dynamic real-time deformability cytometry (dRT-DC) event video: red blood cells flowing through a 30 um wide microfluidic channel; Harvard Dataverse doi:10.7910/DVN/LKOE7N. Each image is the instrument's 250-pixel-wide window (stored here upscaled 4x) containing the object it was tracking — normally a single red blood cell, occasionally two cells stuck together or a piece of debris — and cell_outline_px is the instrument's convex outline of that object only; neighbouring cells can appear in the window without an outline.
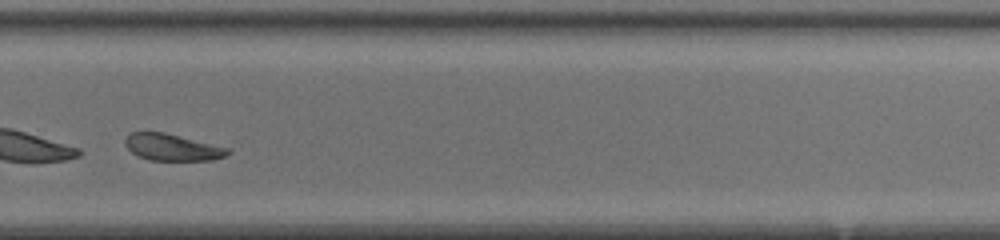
{"species": "common noctule bat (a hibernating species)", "species_latin": "Nyctalus noctula", "temperature_condition": "room temperature", "stored_images_in_passage": 32, "camera_frame_rate_fps": 3000, "um_per_image_px": 0.085, "animal": {"sex": "female", "body_mass_g": 20.0, "forearm_length_mm": 54.0}, "frame": {"image": 1, "passage_image": 23, "time_ms": 7.333, "image_size_px": [1000, 240], "cell_outline_px": [[232, 152], [228, 156], [212, 160], [148, 160], [132, 152], [124, 144], [124, 140], [128, 132], [164, 132], [228, 148]], "centroid_in_image_um": [14.64, 12.52], "position_along_channel_um": 315.2, "area_um2": 15.95}, "authors_computed_cell_mechanics": {"area_um2": 16.8198, "velocity_mm_per_s": 4.3477, "shape_relaxation_time_tau1_ms": 2.4967, "shape_relaxation_time_tau2_ms": null, "deformation_change_tau1": 0.1109, "deformation_change_tau2": null}}